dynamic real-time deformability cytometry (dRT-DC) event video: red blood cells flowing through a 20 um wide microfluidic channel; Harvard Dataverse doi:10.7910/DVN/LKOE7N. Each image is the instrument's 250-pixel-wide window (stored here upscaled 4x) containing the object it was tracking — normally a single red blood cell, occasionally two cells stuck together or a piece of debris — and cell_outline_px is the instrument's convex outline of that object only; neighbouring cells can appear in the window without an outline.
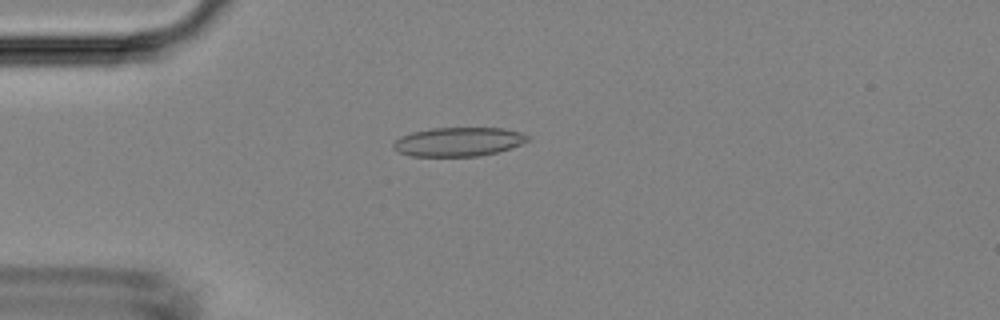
{"species": "Egyptian fruit bat (a non-hibernating species)", "species_latin": "Rousettus aegyptiacus", "temperature_condition": "room temperature", "stored_images_in_passage": 4, "camera_frame_rate_fps": 3000, "um_per_image_px": 0.085, "animal": {"sex": "female"}, "frame": {"image": 1, "passage_image": 4, "time_ms": 3.333, "image_size_px": [1000, 320], "cell_outline_px": [[532, 136], [528, 140], [520, 144], [496, 152], [480, 156], [412, 156], [400, 152], [392, 148], [392, 144], [400, 136], [412, 132], [432, 128], [504, 128], [520, 132]], "centroid_in_image_um": [38.96, 12.04], "position_along_channel_um": 46.0, "area_um2": 22.6}}